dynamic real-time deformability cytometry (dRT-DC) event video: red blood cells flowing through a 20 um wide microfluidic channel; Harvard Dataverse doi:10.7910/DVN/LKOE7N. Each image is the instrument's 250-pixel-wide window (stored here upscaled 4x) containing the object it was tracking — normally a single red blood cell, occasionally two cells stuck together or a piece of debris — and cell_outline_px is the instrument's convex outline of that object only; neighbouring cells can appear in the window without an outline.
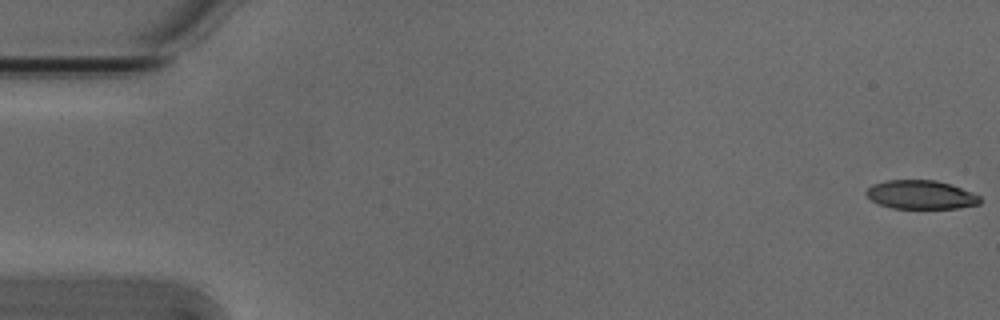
{"species": "Egyptian fruit bat (a non-hibernating species)", "species_latin": "Rousettus aegyptiacus", "temperature_condition": "cold", "stored_images_in_passage": 6, "camera_frame_rate_fps": 3000, "um_per_image_px": 0.085, "animal": {"sex": "male"}, "frame": {"image": 1, "passage_image": 1, "time_ms": 0.0, "image_size_px": [1000, 320], "cell_outline_px": [[980, 204], [960, 208], [892, 208], [880, 204], [872, 200], [864, 192], [872, 184], [884, 180], [936, 180], [952, 184], [972, 192], [980, 196]], "centroid_in_image_um": [78.29, 16.54], "position_along_channel_um": 6.7, "area_um2": 19.13}}
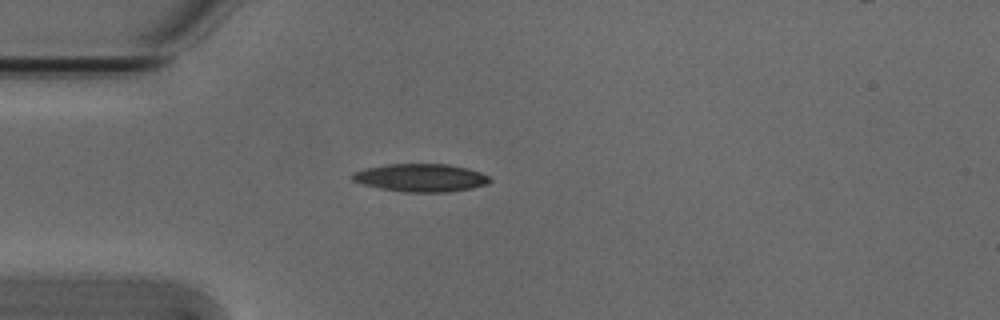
{"frame": {"image": 2, "passage_image": 5, "time_ms": 1.333, "image_size_px": [1000, 320], "cell_outline_px": [[492, 180], [488, 184], [472, 188], [448, 192], [404, 192], [380, 188], [364, 184], [352, 180], [352, 172], [368, 168], [388, 164], [448, 164], [468, 168], [480, 172], [488, 176]], "centroid_in_image_um": [35.8, 15.11], "position_along_channel_um": 49.2, "area_um2": 22.31}}